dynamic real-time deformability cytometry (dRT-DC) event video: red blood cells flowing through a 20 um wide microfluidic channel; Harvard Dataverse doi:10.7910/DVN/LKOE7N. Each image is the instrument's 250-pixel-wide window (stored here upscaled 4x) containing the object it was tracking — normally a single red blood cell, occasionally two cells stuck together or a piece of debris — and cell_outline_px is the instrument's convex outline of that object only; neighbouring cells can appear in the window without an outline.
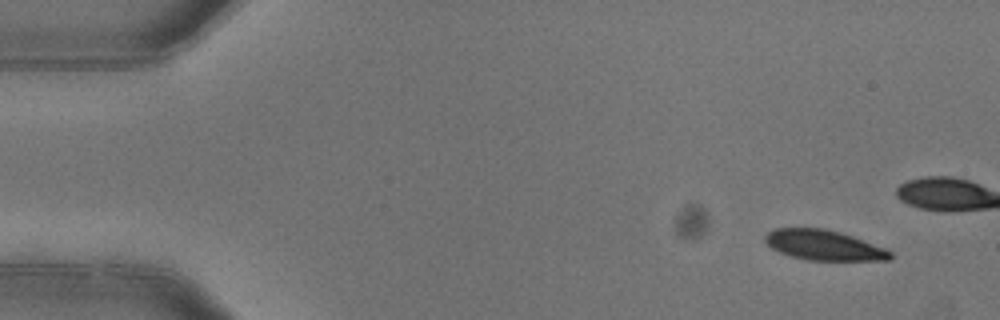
{"species": "common noctule bat (a hibernating species)", "species_latin": "Nyctalus noctula", "temperature_condition": "warm", "stored_images_in_passage": 5, "camera_frame_rate_fps": 3000, "um_per_image_px": 0.085, "animal": {"sex": "female"}, "frame": {"image": 1, "passage_image": 1, "time_ms": 0.0, "image_size_px": [1000, 320], "cell_outline_px": [[892, 260], [808, 260], [792, 256], [780, 252], [772, 248], [764, 240], [764, 236], [768, 232], [776, 228], [824, 228], [840, 232], [852, 236], [884, 248], [892, 252]], "centroid_in_image_um": [70.02, 20.84], "position_along_channel_um": 15.0, "area_um2": 21.79}}